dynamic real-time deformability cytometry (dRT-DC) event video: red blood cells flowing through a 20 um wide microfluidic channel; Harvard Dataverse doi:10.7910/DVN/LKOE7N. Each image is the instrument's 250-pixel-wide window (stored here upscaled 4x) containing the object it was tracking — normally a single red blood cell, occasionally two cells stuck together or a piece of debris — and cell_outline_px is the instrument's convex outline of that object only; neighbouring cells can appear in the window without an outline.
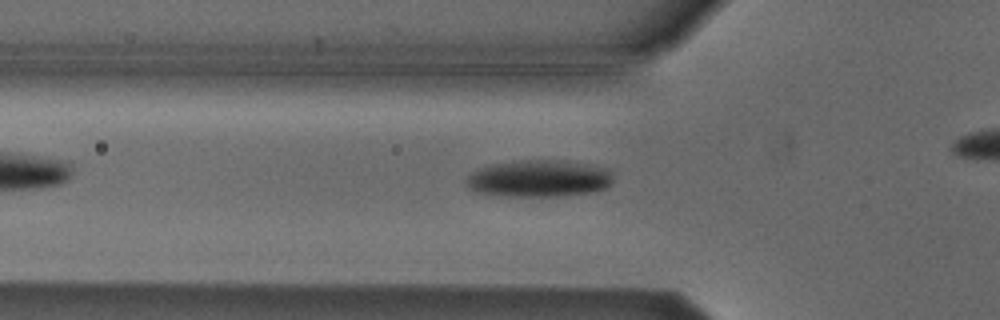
{"species": "Egyptian fruit bat (a non-hibernating species)", "species_latin": "Rousettus aegyptiacus", "temperature_condition": "cold", "stored_images_in_passage": 34, "camera_frame_rate_fps": 3000, "um_per_image_px": 0.085, "animal": {"sex": "male"}, "frame": {"image": 1, "passage_image": 8, "time_ms": 2.333, "image_size_px": [1000, 320], "cell_outline_px": [[612, 180], [608, 188], [592, 192], [560, 196], [492, 196], [476, 192], [468, 188], [464, 180], [476, 168], [492, 164], [520, 160], [568, 160], [592, 164], [608, 168], [612, 176]], "centroid_in_image_um": [45.79, 15.17], "position_along_channel_um": 80.0, "area_um2": 32.37}}
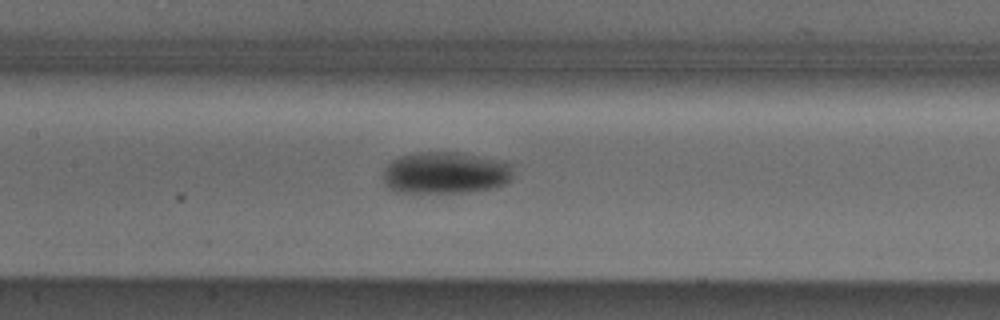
{"frame": {"image": 2, "passage_image": 15, "time_ms": 4.667, "image_size_px": [1000, 320], "cell_outline_px": [[512, 180], [508, 184], [492, 188], [468, 192], [396, 192], [388, 188], [384, 184], [384, 168], [392, 160], [400, 156], [416, 152], [460, 152], [504, 160], [512, 164]], "centroid_in_image_um": [37.9, 14.68], "position_along_channel_um": 169.5, "area_um2": 32.25}}
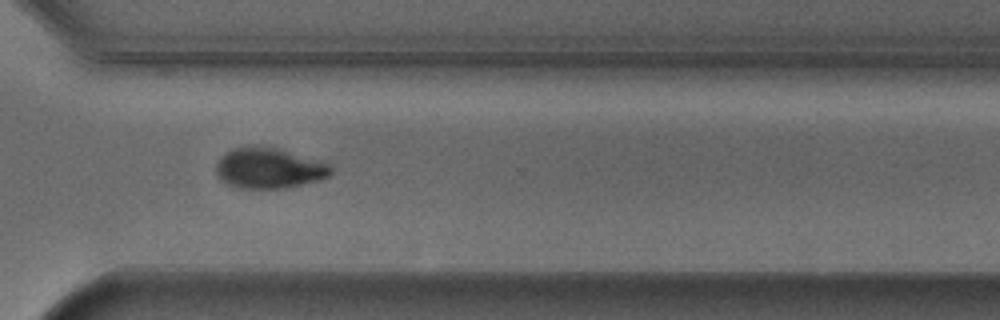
{"frame": {"image": 3, "passage_image": 29, "time_ms": 9.333, "image_size_px": [1000, 320], "cell_outline_px": [[332, 172], [328, 176], [320, 180], [284, 188], [236, 188], [220, 180], [216, 172], [216, 164], [220, 156], [224, 152], [232, 148], [252, 144], [256, 144], [276, 148], [328, 164], [332, 168]], "centroid_in_image_um": [22.78, 14.28], "position_along_channel_um": 347.8, "area_um2": 27.22}}